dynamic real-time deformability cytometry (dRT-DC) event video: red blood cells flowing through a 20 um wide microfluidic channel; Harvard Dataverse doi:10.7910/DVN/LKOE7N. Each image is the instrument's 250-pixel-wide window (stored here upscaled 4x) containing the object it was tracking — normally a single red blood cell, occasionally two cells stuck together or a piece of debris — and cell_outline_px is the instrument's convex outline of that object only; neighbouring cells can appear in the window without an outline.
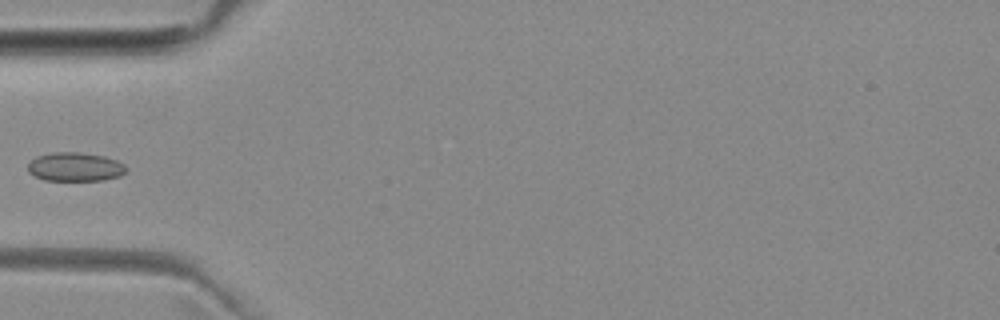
{"species": "common noctule bat (a hibernating species)", "species_latin": "Nyctalus noctula", "temperature_condition": "room temperature", "stored_images_in_passage": 6, "camera_frame_rate_fps": 3000, "um_per_image_px": 0.085, "animal": {"sex": "female", "body_mass_g": 29.2, "forearm_length_mm": 56.3}, "frame": {"image": 1, "passage_image": 5, "time_ms": 5.667, "image_size_px": [1000, 320], "cell_outline_px": [[128, 168], [120, 176], [100, 180], [44, 180], [28, 172], [28, 164], [36, 156], [52, 152], [80, 152], [104, 156], [116, 160], [124, 164]], "centroid_in_image_um": [6.38, 14.17], "position_along_channel_um": 78.6, "area_um2": 16.47}}
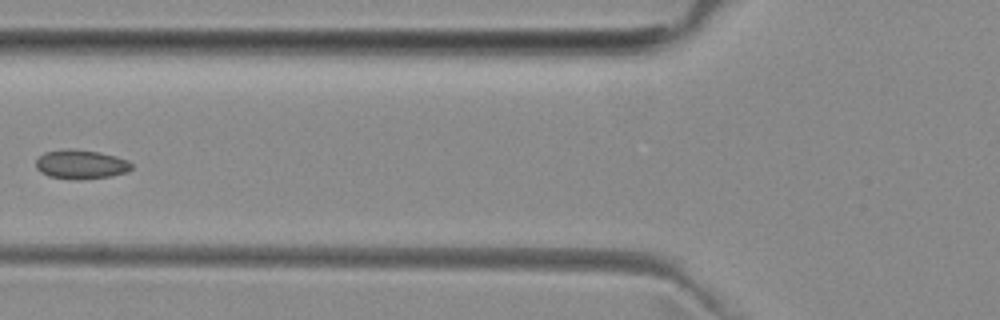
{"frame": {"image": 2, "passage_image": 6, "time_ms": 6.667, "image_size_px": [1000, 320], "cell_outline_px": [[132, 168], [128, 172], [112, 176], [80, 180], [76, 180], [48, 176], [40, 172], [36, 168], [36, 160], [44, 152], [68, 148], [96, 152], [116, 156], [128, 160], [132, 164]], "centroid_in_image_um": [6.88, 13.98], "position_along_channel_um": 118.9, "area_um2": 16.36}}